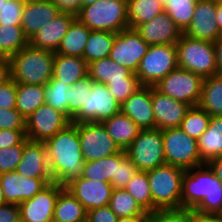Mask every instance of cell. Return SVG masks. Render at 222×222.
I'll return each mask as SVG.
<instances>
[{"label":"cell","instance_id":"1","mask_svg":"<svg viewBox=\"0 0 222 222\" xmlns=\"http://www.w3.org/2000/svg\"><path fill=\"white\" fill-rule=\"evenodd\" d=\"M181 208L200 215H222V182L207 163L185 170Z\"/></svg>","mask_w":222,"mask_h":222},{"label":"cell","instance_id":"2","mask_svg":"<svg viewBox=\"0 0 222 222\" xmlns=\"http://www.w3.org/2000/svg\"><path fill=\"white\" fill-rule=\"evenodd\" d=\"M45 144L53 182L66 187L83 175L85 161L80 147L78 124L71 122Z\"/></svg>","mask_w":222,"mask_h":222},{"label":"cell","instance_id":"3","mask_svg":"<svg viewBox=\"0 0 222 222\" xmlns=\"http://www.w3.org/2000/svg\"><path fill=\"white\" fill-rule=\"evenodd\" d=\"M54 52L24 47L10 60L11 78L16 83L46 85L53 78Z\"/></svg>","mask_w":222,"mask_h":222},{"label":"cell","instance_id":"4","mask_svg":"<svg viewBox=\"0 0 222 222\" xmlns=\"http://www.w3.org/2000/svg\"><path fill=\"white\" fill-rule=\"evenodd\" d=\"M184 172V169L167 163L147 171L153 211L181 208Z\"/></svg>","mask_w":222,"mask_h":222},{"label":"cell","instance_id":"5","mask_svg":"<svg viewBox=\"0 0 222 222\" xmlns=\"http://www.w3.org/2000/svg\"><path fill=\"white\" fill-rule=\"evenodd\" d=\"M127 0H98L82 6L76 15L87 28L119 33L129 28Z\"/></svg>","mask_w":222,"mask_h":222},{"label":"cell","instance_id":"6","mask_svg":"<svg viewBox=\"0 0 222 222\" xmlns=\"http://www.w3.org/2000/svg\"><path fill=\"white\" fill-rule=\"evenodd\" d=\"M176 49L179 68L200 75L203 79L217 74L216 52L212 42L182 34Z\"/></svg>","mask_w":222,"mask_h":222},{"label":"cell","instance_id":"7","mask_svg":"<svg viewBox=\"0 0 222 222\" xmlns=\"http://www.w3.org/2000/svg\"><path fill=\"white\" fill-rule=\"evenodd\" d=\"M178 67L175 44L150 45L141 59L136 76L141 86H155Z\"/></svg>","mask_w":222,"mask_h":222},{"label":"cell","instance_id":"8","mask_svg":"<svg viewBox=\"0 0 222 222\" xmlns=\"http://www.w3.org/2000/svg\"><path fill=\"white\" fill-rule=\"evenodd\" d=\"M165 163L188 170L205 164L198 152L197 140L180 127L162 130Z\"/></svg>","mask_w":222,"mask_h":222},{"label":"cell","instance_id":"9","mask_svg":"<svg viewBox=\"0 0 222 222\" xmlns=\"http://www.w3.org/2000/svg\"><path fill=\"white\" fill-rule=\"evenodd\" d=\"M125 152L138 171L147 172L165 164L162 130L158 128L140 130Z\"/></svg>","mask_w":222,"mask_h":222},{"label":"cell","instance_id":"10","mask_svg":"<svg viewBox=\"0 0 222 222\" xmlns=\"http://www.w3.org/2000/svg\"><path fill=\"white\" fill-rule=\"evenodd\" d=\"M203 78L191 71L177 67L161 79L154 88L160 93L188 104L198 106Z\"/></svg>","mask_w":222,"mask_h":222},{"label":"cell","instance_id":"11","mask_svg":"<svg viewBox=\"0 0 222 222\" xmlns=\"http://www.w3.org/2000/svg\"><path fill=\"white\" fill-rule=\"evenodd\" d=\"M78 136L85 162L106 158L121 151L100 122L78 123Z\"/></svg>","mask_w":222,"mask_h":222},{"label":"cell","instance_id":"12","mask_svg":"<svg viewBox=\"0 0 222 222\" xmlns=\"http://www.w3.org/2000/svg\"><path fill=\"white\" fill-rule=\"evenodd\" d=\"M149 46L135 29L128 28L117 33L109 58L136 74Z\"/></svg>","mask_w":222,"mask_h":222},{"label":"cell","instance_id":"13","mask_svg":"<svg viewBox=\"0 0 222 222\" xmlns=\"http://www.w3.org/2000/svg\"><path fill=\"white\" fill-rule=\"evenodd\" d=\"M70 123L64 113L44 103L26 119V136L32 141L46 142Z\"/></svg>","mask_w":222,"mask_h":222},{"label":"cell","instance_id":"14","mask_svg":"<svg viewBox=\"0 0 222 222\" xmlns=\"http://www.w3.org/2000/svg\"><path fill=\"white\" fill-rule=\"evenodd\" d=\"M64 187L49 183L31 199L19 204L21 222H53V213L59 192Z\"/></svg>","mask_w":222,"mask_h":222},{"label":"cell","instance_id":"15","mask_svg":"<svg viewBox=\"0 0 222 222\" xmlns=\"http://www.w3.org/2000/svg\"><path fill=\"white\" fill-rule=\"evenodd\" d=\"M52 178H27L16 170L0 174V184L5 203L17 204L31 199L49 183Z\"/></svg>","mask_w":222,"mask_h":222},{"label":"cell","instance_id":"16","mask_svg":"<svg viewBox=\"0 0 222 222\" xmlns=\"http://www.w3.org/2000/svg\"><path fill=\"white\" fill-rule=\"evenodd\" d=\"M217 3L198 0L191 24L183 32L188 37L215 43L221 38L216 19Z\"/></svg>","mask_w":222,"mask_h":222},{"label":"cell","instance_id":"17","mask_svg":"<svg viewBox=\"0 0 222 222\" xmlns=\"http://www.w3.org/2000/svg\"><path fill=\"white\" fill-rule=\"evenodd\" d=\"M86 211L109 205L113 187L109 182L93 181L84 177L73 180L66 187Z\"/></svg>","mask_w":222,"mask_h":222},{"label":"cell","instance_id":"18","mask_svg":"<svg viewBox=\"0 0 222 222\" xmlns=\"http://www.w3.org/2000/svg\"><path fill=\"white\" fill-rule=\"evenodd\" d=\"M151 100L156 128L179 127L191 106L166 96L151 86Z\"/></svg>","mask_w":222,"mask_h":222},{"label":"cell","instance_id":"19","mask_svg":"<svg viewBox=\"0 0 222 222\" xmlns=\"http://www.w3.org/2000/svg\"><path fill=\"white\" fill-rule=\"evenodd\" d=\"M135 30L149 45H176L183 34L165 11L152 20L137 26Z\"/></svg>","mask_w":222,"mask_h":222},{"label":"cell","instance_id":"20","mask_svg":"<svg viewBox=\"0 0 222 222\" xmlns=\"http://www.w3.org/2000/svg\"><path fill=\"white\" fill-rule=\"evenodd\" d=\"M120 112L127 115L141 130L155 129L151 86H141L135 91L120 105Z\"/></svg>","mask_w":222,"mask_h":222},{"label":"cell","instance_id":"21","mask_svg":"<svg viewBox=\"0 0 222 222\" xmlns=\"http://www.w3.org/2000/svg\"><path fill=\"white\" fill-rule=\"evenodd\" d=\"M16 171L27 178H52L45 142L32 141L27 138Z\"/></svg>","mask_w":222,"mask_h":222},{"label":"cell","instance_id":"22","mask_svg":"<svg viewBox=\"0 0 222 222\" xmlns=\"http://www.w3.org/2000/svg\"><path fill=\"white\" fill-rule=\"evenodd\" d=\"M120 112V104L106 84L93 82L91 95L86 100V122H102Z\"/></svg>","mask_w":222,"mask_h":222},{"label":"cell","instance_id":"23","mask_svg":"<svg viewBox=\"0 0 222 222\" xmlns=\"http://www.w3.org/2000/svg\"><path fill=\"white\" fill-rule=\"evenodd\" d=\"M76 15L60 12L53 21L40 28L29 40V45L42 50L56 52Z\"/></svg>","mask_w":222,"mask_h":222},{"label":"cell","instance_id":"24","mask_svg":"<svg viewBox=\"0 0 222 222\" xmlns=\"http://www.w3.org/2000/svg\"><path fill=\"white\" fill-rule=\"evenodd\" d=\"M59 13V9L50 0L25 2L20 26L30 40L40 28L53 21Z\"/></svg>","mask_w":222,"mask_h":222},{"label":"cell","instance_id":"25","mask_svg":"<svg viewBox=\"0 0 222 222\" xmlns=\"http://www.w3.org/2000/svg\"><path fill=\"white\" fill-rule=\"evenodd\" d=\"M88 75V63L81 57L54 55L53 78L58 83L73 85Z\"/></svg>","mask_w":222,"mask_h":222},{"label":"cell","instance_id":"26","mask_svg":"<svg viewBox=\"0 0 222 222\" xmlns=\"http://www.w3.org/2000/svg\"><path fill=\"white\" fill-rule=\"evenodd\" d=\"M88 76L93 82L102 84L118 80H138L135 73L109 57L88 64Z\"/></svg>","mask_w":222,"mask_h":222},{"label":"cell","instance_id":"27","mask_svg":"<svg viewBox=\"0 0 222 222\" xmlns=\"http://www.w3.org/2000/svg\"><path fill=\"white\" fill-rule=\"evenodd\" d=\"M101 123L121 150H125L141 130L135 122L121 112Z\"/></svg>","mask_w":222,"mask_h":222},{"label":"cell","instance_id":"28","mask_svg":"<svg viewBox=\"0 0 222 222\" xmlns=\"http://www.w3.org/2000/svg\"><path fill=\"white\" fill-rule=\"evenodd\" d=\"M201 160L208 163L222 155V116H212L207 130L197 140Z\"/></svg>","mask_w":222,"mask_h":222},{"label":"cell","instance_id":"29","mask_svg":"<svg viewBox=\"0 0 222 222\" xmlns=\"http://www.w3.org/2000/svg\"><path fill=\"white\" fill-rule=\"evenodd\" d=\"M93 81L87 75L68 89L69 119L72 123L86 122V100L91 95Z\"/></svg>","mask_w":222,"mask_h":222},{"label":"cell","instance_id":"30","mask_svg":"<svg viewBox=\"0 0 222 222\" xmlns=\"http://www.w3.org/2000/svg\"><path fill=\"white\" fill-rule=\"evenodd\" d=\"M90 34L87 28L78 18H75L61 40L56 54L83 58V52Z\"/></svg>","mask_w":222,"mask_h":222},{"label":"cell","instance_id":"31","mask_svg":"<svg viewBox=\"0 0 222 222\" xmlns=\"http://www.w3.org/2000/svg\"><path fill=\"white\" fill-rule=\"evenodd\" d=\"M53 222H87L86 209L65 187L59 192Z\"/></svg>","mask_w":222,"mask_h":222},{"label":"cell","instance_id":"32","mask_svg":"<svg viewBox=\"0 0 222 222\" xmlns=\"http://www.w3.org/2000/svg\"><path fill=\"white\" fill-rule=\"evenodd\" d=\"M198 106L211 117L222 116V76L215 74L203 79Z\"/></svg>","mask_w":222,"mask_h":222},{"label":"cell","instance_id":"33","mask_svg":"<svg viewBox=\"0 0 222 222\" xmlns=\"http://www.w3.org/2000/svg\"><path fill=\"white\" fill-rule=\"evenodd\" d=\"M16 95V109L25 119L45 103L43 85L16 83Z\"/></svg>","mask_w":222,"mask_h":222},{"label":"cell","instance_id":"34","mask_svg":"<svg viewBox=\"0 0 222 222\" xmlns=\"http://www.w3.org/2000/svg\"><path fill=\"white\" fill-rule=\"evenodd\" d=\"M116 35L115 32L90 30L83 59L90 64L109 57Z\"/></svg>","mask_w":222,"mask_h":222},{"label":"cell","instance_id":"35","mask_svg":"<svg viewBox=\"0 0 222 222\" xmlns=\"http://www.w3.org/2000/svg\"><path fill=\"white\" fill-rule=\"evenodd\" d=\"M127 19L129 28L135 29L164 12L159 0H127Z\"/></svg>","mask_w":222,"mask_h":222},{"label":"cell","instance_id":"36","mask_svg":"<svg viewBox=\"0 0 222 222\" xmlns=\"http://www.w3.org/2000/svg\"><path fill=\"white\" fill-rule=\"evenodd\" d=\"M29 45L20 25L5 26L0 24V55L10 58Z\"/></svg>","mask_w":222,"mask_h":222},{"label":"cell","instance_id":"37","mask_svg":"<svg viewBox=\"0 0 222 222\" xmlns=\"http://www.w3.org/2000/svg\"><path fill=\"white\" fill-rule=\"evenodd\" d=\"M109 206L118 218L148 215L125 189H113Z\"/></svg>","mask_w":222,"mask_h":222},{"label":"cell","instance_id":"38","mask_svg":"<svg viewBox=\"0 0 222 222\" xmlns=\"http://www.w3.org/2000/svg\"><path fill=\"white\" fill-rule=\"evenodd\" d=\"M117 153L99 160L85 162L82 177L93 181L109 182L116 179Z\"/></svg>","mask_w":222,"mask_h":222},{"label":"cell","instance_id":"39","mask_svg":"<svg viewBox=\"0 0 222 222\" xmlns=\"http://www.w3.org/2000/svg\"><path fill=\"white\" fill-rule=\"evenodd\" d=\"M147 212H153V199L147 172L137 171L124 188Z\"/></svg>","mask_w":222,"mask_h":222},{"label":"cell","instance_id":"40","mask_svg":"<svg viewBox=\"0 0 222 222\" xmlns=\"http://www.w3.org/2000/svg\"><path fill=\"white\" fill-rule=\"evenodd\" d=\"M198 0H168L164 5V11L184 32L191 24L195 6Z\"/></svg>","mask_w":222,"mask_h":222},{"label":"cell","instance_id":"41","mask_svg":"<svg viewBox=\"0 0 222 222\" xmlns=\"http://www.w3.org/2000/svg\"><path fill=\"white\" fill-rule=\"evenodd\" d=\"M210 120L211 116L205 110L199 106H194L187 111L179 127L187 135L198 140L207 130Z\"/></svg>","mask_w":222,"mask_h":222},{"label":"cell","instance_id":"42","mask_svg":"<svg viewBox=\"0 0 222 222\" xmlns=\"http://www.w3.org/2000/svg\"><path fill=\"white\" fill-rule=\"evenodd\" d=\"M68 89L69 85L58 83L54 78L44 85L45 103L69 118Z\"/></svg>","mask_w":222,"mask_h":222},{"label":"cell","instance_id":"43","mask_svg":"<svg viewBox=\"0 0 222 222\" xmlns=\"http://www.w3.org/2000/svg\"><path fill=\"white\" fill-rule=\"evenodd\" d=\"M138 171L136 165L127 157L125 150L117 153L116 179H111L113 189H124Z\"/></svg>","mask_w":222,"mask_h":222},{"label":"cell","instance_id":"44","mask_svg":"<svg viewBox=\"0 0 222 222\" xmlns=\"http://www.w3.org/2000/svg\"><path fill=\"white\" fill-rule=\"evenodd\" d=\"M147 222H194V212L183 208L155 210L148 213Z\"/></svg>","mask_w":222,"mask_h":222},{"label":"cell","instance_id":"45","mask_svg":"<svg viewBox=\"0 0 222 222\" xmlns=\"http://www.w3.org/2000/svg\"><path fill=\"white\" fill-rule=\"evenodd\" d=\"M25 2L23 0H5L0 8V24L20 25Z\"/></svg>","mask_w":222,"mask_h":222},{"label":"cell","instance_id":"46","mask_svg":"<svg viewBox=\"0 0 222 222\" xmlns=\"http://www.w3.org/2000/svg\"><path fill=\"white\" fill-rule=\"evenodd\" d=\"M25 141L19 145L0 149V174L15 171L22 158Z\"/></svg>","mask_w":222,"mask_h":222},{"label":"cell","instance_id":"47","mask_svg":"<svg viewBox=\"0 0 222 222\" xmlns=\"http://www.w3.org/2000/svg\"><path fill=\"white\" fill-rule=\"evenodd\" d=\"M106 85L120 105L141 87L139 80H118Z\"/></svg>","mask_w":222,"mask_h":222},{"label":"cell","instance_id":"48","mask_svg":"<svg viewBox=\"0 0 222 222\" xmlns=\"http://www.w3.org/2000/svg\"><path fill=\"white\" fill-rule=\"evenodd\" d=\"M0 129L26 130V119L16 108H0Z\"/></svg>","mask_w":222,"mask_h":222},{"label":"cell","instance_id":"49","mask_svg":"<svg viewBox=\"0 0 222 222\" xmlns=\"http://www.w3.org/2000/svg\"><path fill=\"white\" fill-rule=\"evenodd\" d=\"M16 101V82L10 78L5 83L0 85V108H16Z\"/></svg>","mask_w":222,"mask_h":222},{"label":"cell","instance_id":"50","mask_svg":"<svg viewBox=\"0 0 222 222\" xmlns=\"http://www.w3.org/2000/svg\"><path fill=\"white\" fill-rule=\"evenodd\" d=\"M26 139V130L0 129V149L19 145Z\"/></svg>","mask_w":222,"mask_h":222},{"label":"cell","instance_id":"51","mask_svg":"<svg viewBox=\"0 0 222 222\" xmlns=\"http://www.w3.org/2000/svg\"><path fill=\"white\" fill-rule=\"evenodd\" d=\"M118 217L110 206L94 208L87 212V222H117Z\"/></svg>","mask_w":222,"mask_h":222},{"label":"cell","instance_id":"52","mask_svg":"<svg viewBox=\"0 0 222 222\" xmlns=\"http://www.w3.org/2000/svg\"><path fill=\"white\" fill-rule=\"evenodd\" d=\"M0 222H20L19 205L11 203L1 204Z\"/></svg>","mask_w":222,"mask_h":222},{"label":"cell","instance_id":"53","mask_svg":"<svg viewBox=\"0 0 222 222\" xmlns=\"http://www.w3.org/2000/svg\"><path fill=\"white\" fill-rule=\"evenodd\" d=\"M60 12L77 15L82 8V0H50Z\"/></svg>","mask_w":222,"mask_h":222},{"label":"cell","instance_id":"54","mask_svg":"<svg viewBox=\"0 0 222 222\" xmlns=\"http://www.w3.org/2000/svg\"><path fill=\"white\" fill-rule=\"evenodd\" d=\"M10 78V60L9 58L3 57L0 59V85L5 83Z\"/></svg>","mask_w":222,"mask_h":222},{"label":"cell","instance_id":"55","mask_svg":"<svg viewBox=\"0 0 222 222\" xmlns=\"http://www.w3.org/2000/svg\"><path fill=\"white\" fill-rule=\"evenodd\" d=\"M207 164L214 171L216 177L222 182V155L213 158Z\"/></svg>","mask_w":222,"mask_h":222},{"label":"cell","instance_id":"56","mask_svg":"<svg viewBox=\"0 0 222 222\" xmlns=\"http://www.w3.org/2000/svg\"><path fill=\"white\" fill-rule=\"evenodd\" d=\"M213 44L216 52L217 74L222 76V37Z\"/></svg>","mask_w":222,"mask_h":222},{"label":"cell","instance_id":"57","mask_svg":"<svg viewBox=\"0 0 222 222\" xmlns=\"http://www.w3.org/2000/svg\"><path fill=\"white\" fill-rule=\"evenodd\" d=\"M194 222H222V215H200L194 213Z\"/></svg>","mask_w":222,"mask_h":222},{"label":"cell","instance_id":"58","mask_svg":"<svg viewBox=\"0 0 222 222\" xmlns=\"http://www.w3.org/2000/svg\"><path fill=\"white\" fill-rule=\"evenodd\" d=\"M117 222H147V216H134L118 218Z\"/></svg>","mask_w":222,"mask_h":222},{"label":"cell","instance_id":"59","mask_svg":"<svg viewBox=\"0 0 222 222\" xmlns=\"http://www.w3.org/2000/svg\"><path fill=\"white\" fill-rule=\"evenodd\" d=\"M216 19L222 37V3H217Z\"/></svg>","mask_w":222,"mask_h":222},{"label":"cell","instance_id":"60","mask_svg":"<svg viewBox=\"0 0 222 222\" xmlns=\"http://www.w3.org/2000/svg\"><path fill=\"white\" fill-rule=\"evenodd\" d=\"M98 0H82V6H87L90 4H93L94 2H97Z\"/></svg>","mask_w":222,"mask_h":222},{"label":"cell","instance_id":"61","mask_svg":"<svg viewBox=\"0 0 222 222\" xmlns=\"http://www.w3.org/2000/svg\"><path fill=\"white\" fill-rule=\"evenodd\" d=\"M4 203H5V198H4L3 190H2V187H1V184H0V205L4 204Z\"/></svg>","mask_w":222,"mask_h":222},{"label":"cell","instance_id":"62","mask_svg":"<svg viewBox=\"0 0 222 222\" xmlns=\"http://www.w3.org/2000/svg\"><path fill=\"white\" fill-rule=\"evenodd\" d=\"M24 2H36V1H47V0H23Z\"/></svg>","mask_w":222,"mask_h":222},{"label":"cell","instance_id":"63","mask_svg":"<svg viewBox=\"0 0 222 222\" xmlns=\"http://www.w3.org/2000/svg\"><path fill=\"white\" fill-rule=\"evenodd\" d=\"M159 2L163 5H165L168 2V0H159Z\"/></svg>","mask_w":222,"mask_h":222},{"label":"cell","instance_id":"64","mask_svg":"<svg viewBox=\"0 0 222 222\" xmlns=\"http://www.w3.org/2000/svg\"><path fill=\"white\" fill-rule=\"evenodd\" d=\"M209 1H212L214 3H222V0H209Z\"/></svg>","mask_w":222,"mask_h":222},{"label":"cell","instance_id":"65","mask_svg":"<svg viewBox=\"0 0 222 222\" xmlns=\"http://www.w3.org/2000/svg\"><path fill=\"white\" fill-rule=\"evenodd\" d=\"M4 1H5V0H0V8H1V6L3 5Z\"/></svg>","mask_w":222,"mask_h":222}]
</instances>
